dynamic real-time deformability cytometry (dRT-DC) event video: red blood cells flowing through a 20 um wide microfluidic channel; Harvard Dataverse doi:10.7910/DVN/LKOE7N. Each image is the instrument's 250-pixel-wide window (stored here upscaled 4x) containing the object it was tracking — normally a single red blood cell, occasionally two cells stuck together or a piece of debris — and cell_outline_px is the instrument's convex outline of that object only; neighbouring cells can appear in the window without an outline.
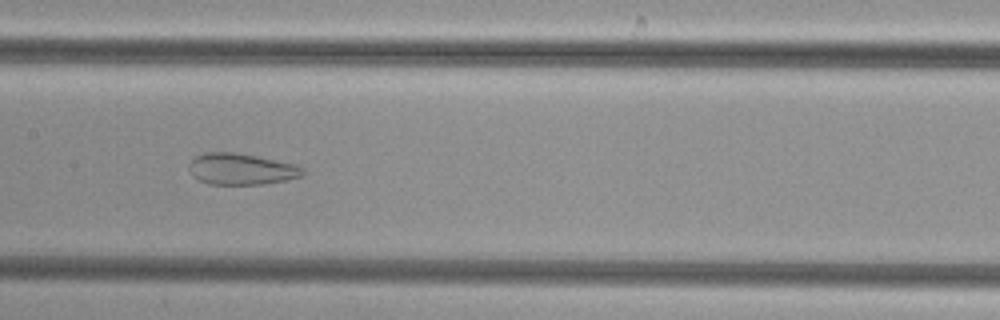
{"species": "common noctule bat (a hibernating species)", "species_latin": "Nyctalus noctula", "temperature_condition": "cold", "stored_images_in_passage": 51, "camera_frame_rate_fps": 3000, "um_per_image_px": 0.085, "animal": {"sex": "female", "body_mass_g": 29.2, "forearm_length_mm": 56.3}, "frame": {"image": 1, "passage_image": 26, "time_ms": 8.333, "image_size_px": [1000, 320], "cell_outline_px": [[304, 176], [264, 184], [208, 184], [196, 180], [192, 176], [188, 168], [188, 164], [196, 156], [204, 152], [236, 152], [296, 164], [304, 168]], "centroid_in_image_um": [20.48, 14.37], "position_along_channel_um": 186.9, "area_um2": 20.98}}
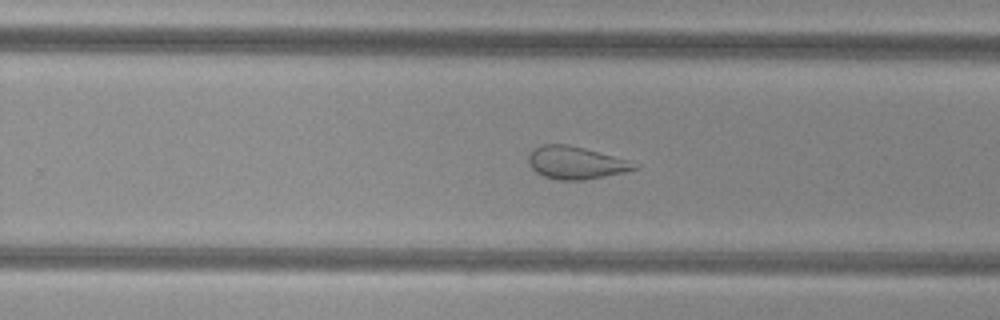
{"frame": {"image": 2, "passage_image": 33, "time_ms": 10.667, "image_size_px": [1000, 320], "cell_outline_px": [[640, 168], [624, 172], [584, 180], [560, 180], [544, 176], [536, 172], [528, 164], [528, 156], [532, 148], [544, 144], [568, 144], [584, 148], [628, 160], [640, 164]], "centroid_in_image_um": [48.93, 13.83], "position_along_channel_um": 280.9, "area_um2": 20.17}}
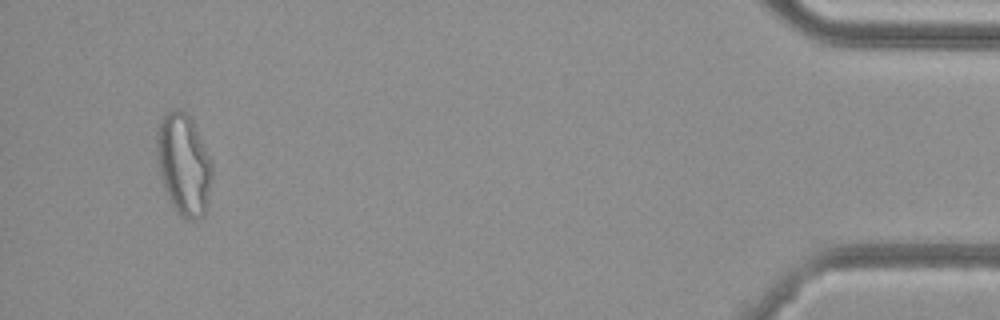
{"frame": {"image": 3, "passage_image": 49, "time_ms": 16.0, "image_size_px": [1000, 320], "cell_outline_px": [[212, 176], [208, 204], [204, 216], [196, 220], [188, 220], [180, 216], [168, 200], [156, 164], [156, 132], [160, 120], [168, 112], [176, 108], [184, 112], [192, 120], [212, 160]], "centroid_in_image_um": [15.6, 14.02], "position_along_channel_um": 419.6, "area_um2": 33.29}}